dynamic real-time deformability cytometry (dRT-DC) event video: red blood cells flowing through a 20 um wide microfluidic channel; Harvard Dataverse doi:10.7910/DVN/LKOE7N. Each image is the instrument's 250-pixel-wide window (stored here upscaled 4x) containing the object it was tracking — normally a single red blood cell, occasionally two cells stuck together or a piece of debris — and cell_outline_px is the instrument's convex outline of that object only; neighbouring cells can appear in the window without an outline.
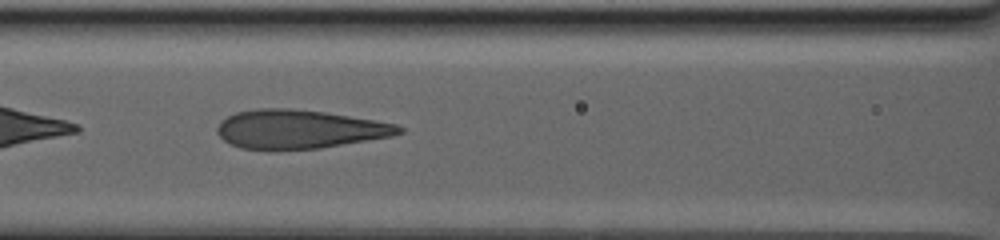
{"species": "human", "species_latin": "Homo sapiens", "temperature_condition": "warm", "stored_images_in_passage": 80, "camera_frame_rate_fps": 3000, "um_per_image_px": 0.085, "donor": {"sex": "male"}, "frame": {"image": 1, "passage_image": 37, "time_ms": 12.333, "image_size_px": [1000, 240], "cell_outline_px": [[404, 132], [392, 136], [320, 148], [276, 152], [240, 148], [224, 140], [216, 132], [216, 128], [220, 120], [236, 112], [256, 108], [292, 108], [324, 112], [396, 124], [404, 128]], "centroid_in_image_um": [25.37, 11.01], "position_along_channel_um": 141.2, "area_um2": 41.62}}
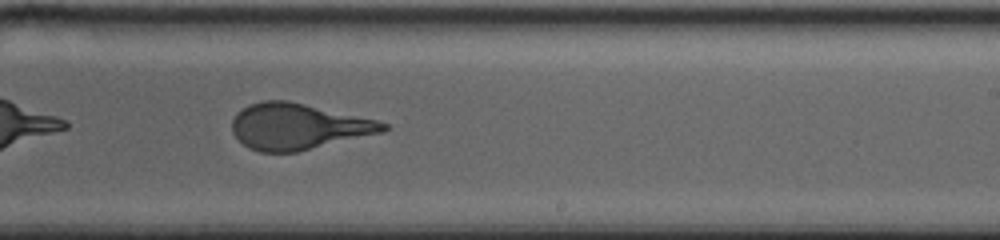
{"frame": {"image": 2, "passage_image": 52, "time_ms": 17.0, "image_size_px": [1000, 240], "cell_outline_px": [[388, 128], [384, 132], [296, 152], [260, 152], [248, 148], [232, 132], [232, 120], [236, 112], [248, 104], [264, 100], [288, 100], [376, 120], [388, 124]], "centroid_in_image_um": [25.3, 10.75], "position_along_channel_um": 263.7, "area_um2": 40.4}}
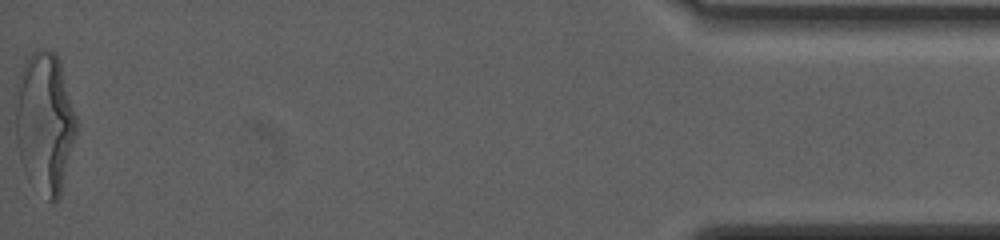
{"frame": {"image": 3, "passage_image": 80, "time_ms": 26.333, "image_size_px": [1000, 240], "cell_outline_px": [[76, 132], [60, 196], [56, 200], [48, 200], [28, 180], [24, 172], [20, 160], [16, 136], [16, 84], [24, 60], [36, 48], [48, 48], [60, 60], [76, 116]], "centroid_in_image_um": [3.78, 10.38], "position_along_channel_um": 431.4, "area_um2": 50.0}, "authors_computed_cell_mechanics": {"area_um2": 43.928, "velocity_mm_per_s": 2.6292, "shape_relaxation_time_tau1_ms": 7.1473, "shape_relaxation_time_tau2_ms": null, "deformation_change_tau1": 0.2368, "deformation_change_tau2": null}}